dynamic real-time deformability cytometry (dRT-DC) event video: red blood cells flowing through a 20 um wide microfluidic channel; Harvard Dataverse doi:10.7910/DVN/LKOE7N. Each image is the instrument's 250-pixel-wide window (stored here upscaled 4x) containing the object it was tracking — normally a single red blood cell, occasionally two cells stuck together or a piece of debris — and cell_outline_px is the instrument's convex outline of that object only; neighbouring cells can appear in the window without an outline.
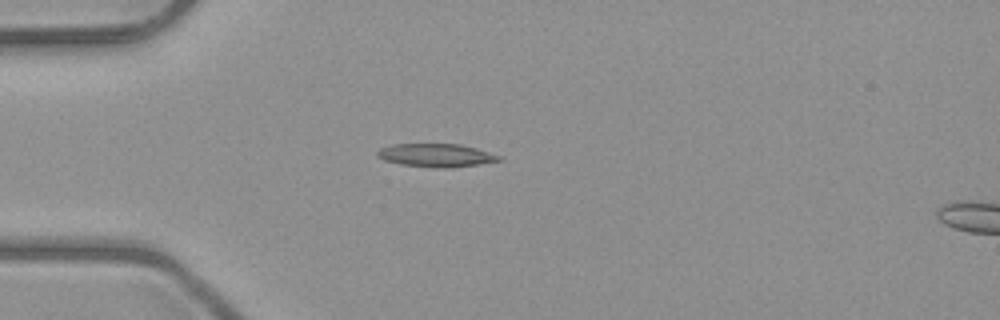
{"species": "common noctule bat (a hibernating species)", "species_latin": "Nyctalus noctula", "temperature_condition": "room temperature", "stored_images_in_passage": 4, "camera_frame_rate_fps": 3000, "um_per_image_px": 0.085, "animal": {"sex": "male", "body_mass_g": 23.1, "forearm_length_mm": 52.7}, "frame": {"image": 1, "passage_image": 4, "time_ms": 3.333, "image_size_px": [1000, 320], "cell_outline_px": [[504, 160], [480, 164], [452, 168], [432, 168], [400, 164], [384, 160], [376, 156], [376, 152], [380, 148], [392, 144], [460, 144], [476, 148], [500, 156]], "centroid_in_image_um": [37.06, 13.21], "position_along_channel_um": 47.9, "area_um2": 16.65}}